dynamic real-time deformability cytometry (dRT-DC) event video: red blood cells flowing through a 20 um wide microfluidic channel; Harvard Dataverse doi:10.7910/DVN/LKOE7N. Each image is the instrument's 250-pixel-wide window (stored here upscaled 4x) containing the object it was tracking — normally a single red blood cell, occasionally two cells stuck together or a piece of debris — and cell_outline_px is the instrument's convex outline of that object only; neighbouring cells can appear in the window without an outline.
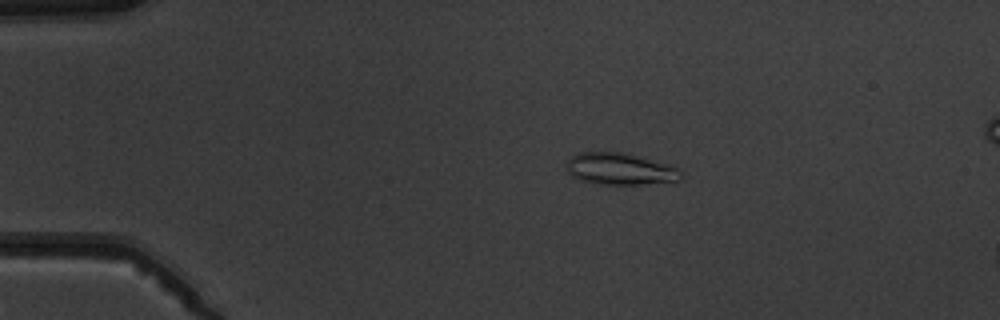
{"species": "common noctule bat (a hibernating species)", "species_latin": "Nyctalus noctula", "temperature_condition": "warm", "stored_images_in_passage": 4, "camera_frame_rate_fps": 3000, "um_per_image_px": 0.085, "animal": {"sex": "male", "body_mass_g": 19.5, "forearm_length_mm": 54.6}, "frame": {"image": 1, "passage_image": 3, "time_ms": 2.333, "image_size_px": [1000, 320], "cell_outline_px": [[684, 176], [680, 180], [640, 184], [600, 184], [580, 180], [572, 176], [568, 172], [568, 160], [572, 156], [580, 152], [624, 152], [664, 164], [676, 168]], "centroid_in_image_um": [52.67, 14.36], "position_along_channel_um": 32.3, "area_um2": 20.75}}